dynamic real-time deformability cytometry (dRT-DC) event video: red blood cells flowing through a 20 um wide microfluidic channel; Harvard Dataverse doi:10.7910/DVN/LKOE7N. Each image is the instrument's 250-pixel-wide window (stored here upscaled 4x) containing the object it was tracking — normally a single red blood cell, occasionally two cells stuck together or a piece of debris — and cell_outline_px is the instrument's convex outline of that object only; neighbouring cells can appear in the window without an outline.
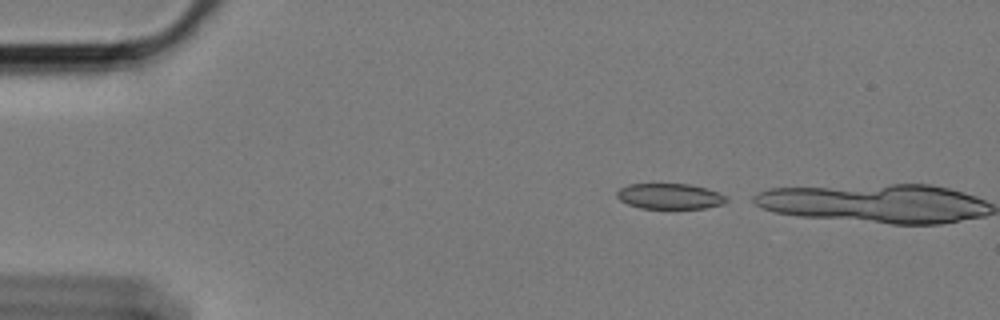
{"species": "Egyptian fruit bat (a non-hibernating species)", "species_latin": "Rousettus aegyptiacus", "temperature_condition": "cold", "stored_images_in_passage": 2, "camera_frame_rate_fps": 3000, "um_per_image_px": 0.085, "animal": {"sex": "female"}, "frame": {"image": 1, "passage_image": 1, "time_ms": 0.0, "image_size_px": [1000, 320], "cell_outline_px": [[728, 200], [724, 204], [704, 208], [640, 208], [628, 204], [620, 200], [616, 196], [616, 192], [620, 188], [628, 184], [688, 184], [704, 188], [728, 196]], "centroid_in_image_um": [56.92, 16.68], "position_along_channel_um": 28.1, "area_um2": 16.24}}